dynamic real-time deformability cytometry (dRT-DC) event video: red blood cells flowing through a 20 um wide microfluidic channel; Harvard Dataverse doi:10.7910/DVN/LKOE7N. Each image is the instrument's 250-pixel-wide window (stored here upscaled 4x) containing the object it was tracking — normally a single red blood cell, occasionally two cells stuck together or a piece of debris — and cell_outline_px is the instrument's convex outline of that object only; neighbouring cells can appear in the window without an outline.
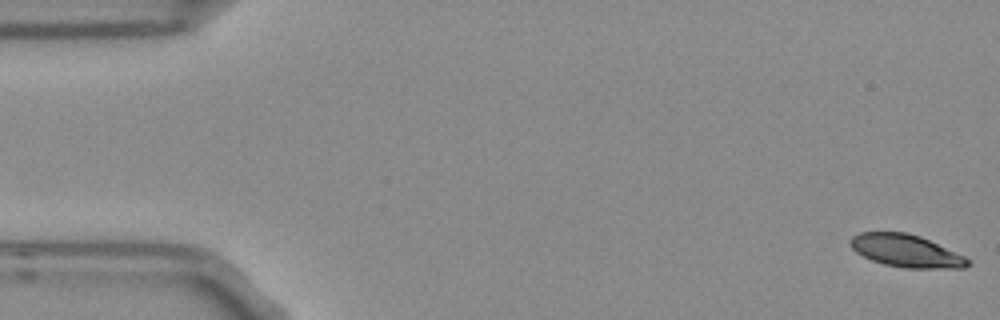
{"species": "Egyptian fruit bat (a non-hibernating species)", "species_latin": "Rousettus aegyptiacus", "temperature_condition": "room temperature", "stored_images_in_passage": 11, "camera_frame_rate_fps": 3000, "um_per_image_px": 0.085, "frame": {"image": 1, "passage_image": 1, "time_ms": 0.0, "image_size_px": [1000, 320], "cell_outline_px": [[972, 264], [964, 268], [904, 268], [884, 264], [872, 260], [856, 252], [852, 248], [848, 240], [852, 236], [860, 232], [908, 232], [920, 236], [964, 256], [972, 260]], "centroid_in_image_um": [77.02, 21.32], "position_along_channel_um": 8.0, "area_um2": 22.31}}